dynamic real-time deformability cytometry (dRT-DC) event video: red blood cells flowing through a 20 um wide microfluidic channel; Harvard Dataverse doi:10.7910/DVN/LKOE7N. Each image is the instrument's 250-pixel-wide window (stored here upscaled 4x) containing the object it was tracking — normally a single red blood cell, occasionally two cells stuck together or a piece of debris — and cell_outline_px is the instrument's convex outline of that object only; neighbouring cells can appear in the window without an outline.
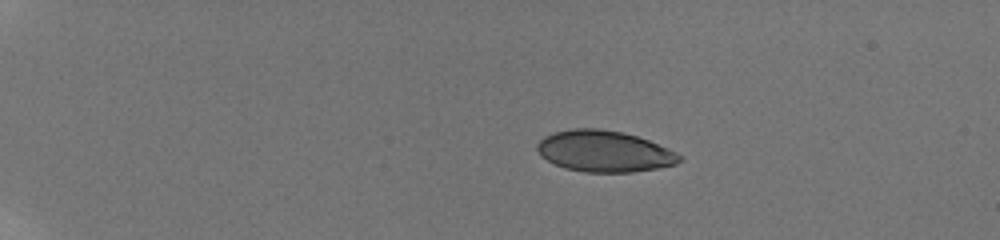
{"species": "human", "species_latin": "Homo sapiens", "temperature_condition": "room temperature", "stored_images_in_passage": 45, "camera_frame_rate_fps": 3000, "um_per_image_px": 0.085, "donor": {"sex": "male"}, "frame": {"image": 1, "passage_image": 1, "time_ms": 0.0, "image_size_px": [1000, 240], "cell_outline_px": [[680, 160], [676, 164], [656, 168], [632, 172], [584, 172], [564, 168], [540, 156], [536, 148], [536, 144], [544, 136], [552, 132], [572, 128], [600, 128], [624, 132], [648, 140], [668, 148], [676, 152], [680, 156]], "centroid_in_image_um": [51.32, 12.84], "position_along_channel_um": 33.7, "area_um2": 34.28}}
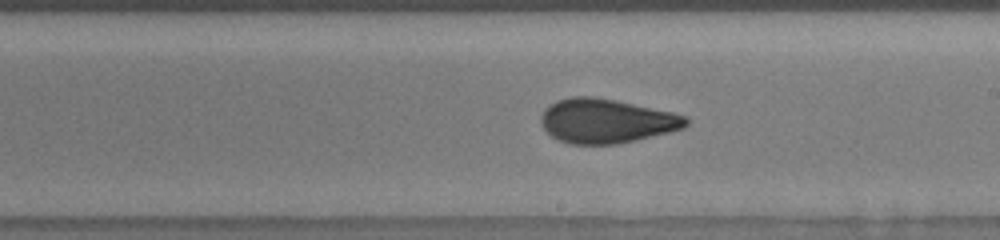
{"frame": {"image": 2, "passage_image": 25, "time_ms": 8.0, "image_size_px": [1000, 240], "cell_outline_px": [[688, 124], [684, 128], [636, 140], [616, 144], [568, 144], [552, 136], [540, 124], [540, 116], [544, 108], [556, 100], [572, 96], [592, 96], [616, 100], [672, 112], [688, 116]], "centroid_in_image_um": [51.52, 10.27], "position_along_channel_um": 237.5, "area_um2": 37.51}}
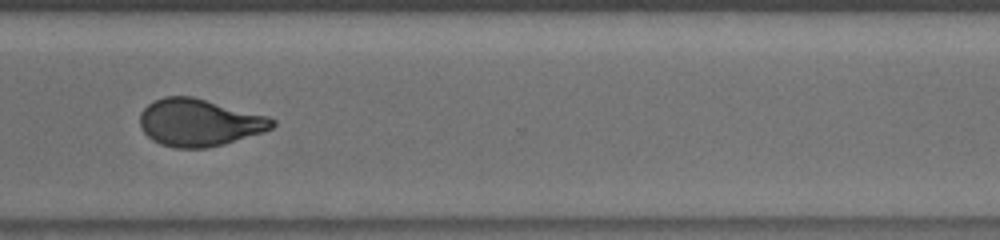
{"frame": {"image": 3, "passage_image": 34, "time_ms": 11.0, "image_size_px": [1000, 240], "cell_outline_px": [[276, 124], [272, 128], [264, 132], [224, 144], [208, 148], [176, 148], [160, 144], [152, 140], [140, 128], [140, 112], [152, 100], [164, 96], [192, 96], [268, 116], [276, 120]], "centroid_in_image_um": [16.92, 10.41], "position_along_channel_um": 353.7, "area_um2": 36.7}, "authors_computed_cell_mechanics": {"area_um2": 36.414, "velocity_mm_per_s": 3.8734, "shape_relaxation_time_tau1_ms": 10.1911, "shape_relaxation_time_tau2_ms": 0.9745, "deformation_change_tau1": 0.27, "deformation_change_tau2": 0.0655}}